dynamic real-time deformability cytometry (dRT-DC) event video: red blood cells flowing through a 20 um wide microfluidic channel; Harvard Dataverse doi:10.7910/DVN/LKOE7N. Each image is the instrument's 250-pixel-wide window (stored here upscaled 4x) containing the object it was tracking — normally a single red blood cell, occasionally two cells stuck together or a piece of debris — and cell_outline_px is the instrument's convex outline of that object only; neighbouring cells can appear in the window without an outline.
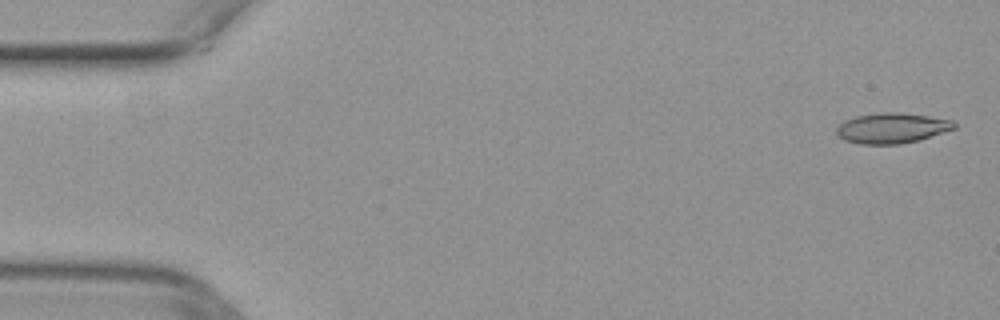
{"species": "common noctule bat (a hibernating species)", "species_latin": "Nyctalus noctula", "temperature_condition": "warm", "stored_images_in_passage": 50, "camera_frame_rate_fps": 3000, "um_per_image_px": 0.085, "animal": {"sex": "female", "body_mass_g": 29.2, "forearm_length_mm": 56.3}, "frame": {"image": 1, "passage_image": 1, "time_ms": 0.0, "image_size_px": [1000, 320], "cell_outline_px": [[956, 128], [916, 140], [900, 144], [860, 144], [844, 140], [836, 132], [836, 128], [844, 120], [856, 116], [880, 112], [900, 112], [928, 116], [952, 120], [956, 124]], "centroid_in_image_um": [75.78, 10.88], "position_along_channel_um": 9.2, "area_um2": 20.63}}
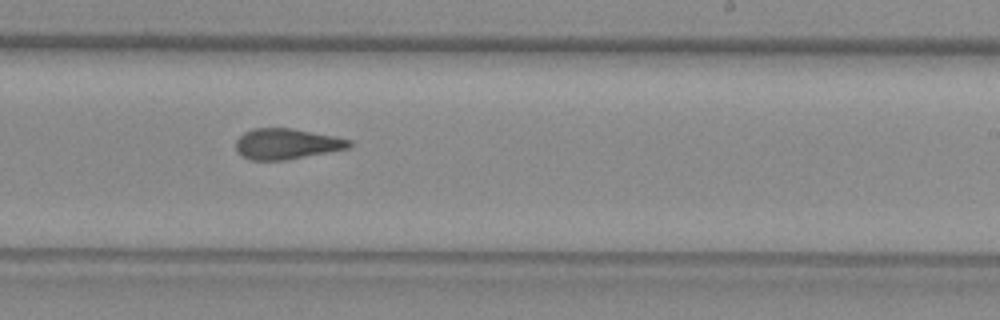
{"frame": {"image": 2, "passage_image": 30, "time_ms": 9.667, "image_size_px": [1000, 320], "cell_outline_px": [[352, 144], [348, 148], [288, 160], [248, 160], [240, 156], [236, 152], [236, 140], [244, 132], [252, 128], [292, 128], [352, 140]], "centroid_in_image_um": [24.31, 12.24], "position_along_channel_um": 264.7, "area_um2": 20.35}}
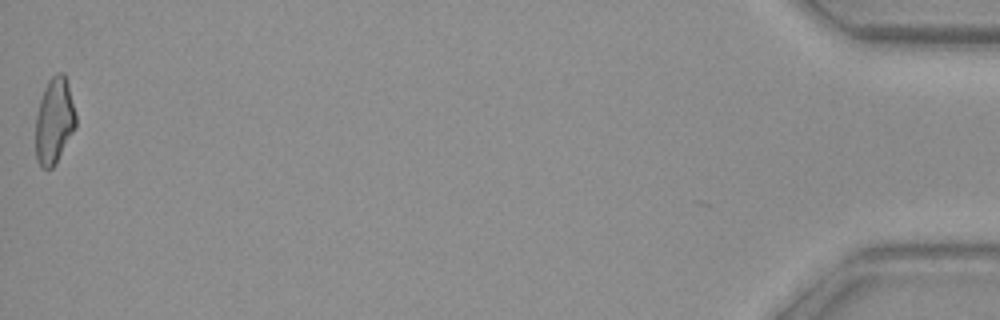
{"frame": {"image": 3, "passage_image": 50, "time_ms": 16.333, "image_size_px": [1000, 320], "cell_outline_px": [[76, 128], [56, 164], [52, 168], [40, 168], [36, 160], [36, 116], [40, 100], [44, 88], [48, 80], [56, 72], [64, 72], [68, 84], [76, 112]], "centroid_in_image_um": [4.62, 10.28], "position_along_channel_um": 430.6, "area_um2": 20.46}}